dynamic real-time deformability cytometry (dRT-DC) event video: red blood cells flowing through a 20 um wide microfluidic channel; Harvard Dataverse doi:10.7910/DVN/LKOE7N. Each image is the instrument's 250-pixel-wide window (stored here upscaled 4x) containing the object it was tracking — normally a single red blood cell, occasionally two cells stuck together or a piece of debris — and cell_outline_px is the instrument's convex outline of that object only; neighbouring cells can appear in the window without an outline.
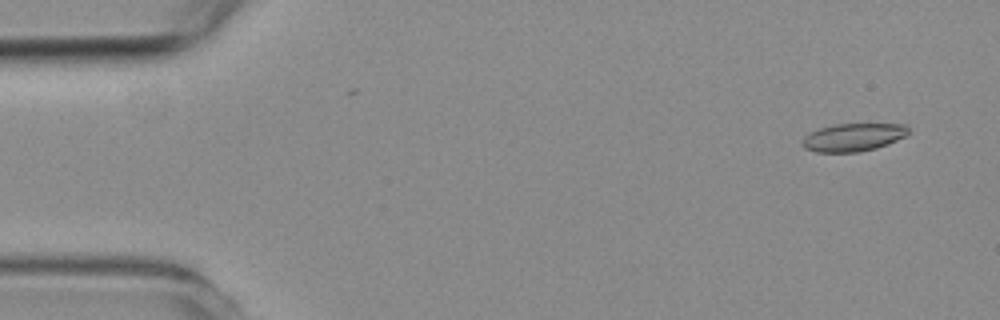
{"species": "common noctule bat (a hibernating species)", "species_latin": "Nyctalus noctula", "temperature_condition": "room temperature", "stored_images_in_passage": 3, "camera_frame_rate_fps": 3000, "um_per_image_px": 0.085, "animal": {"sex": "female", "body_mass_g": 19.3, "forearm_length_mm": 54.1}, "frame": {"image": 1, "passage_image": 1, "time_ms": 0.0, "image_size_px": [1000, 320], "cell_outline_px": [[912, 132], [908, 136], [888, 144], [876, 148], [860, 152], [816, 152], [804, 148], [804, 136], [808, 132], [820, 128], [836, 124], [904, 124]], "centroid_in_image_um": [72.58, 11.67], "position_along_channel_um": 12.4, "area_um2": 17.4}}